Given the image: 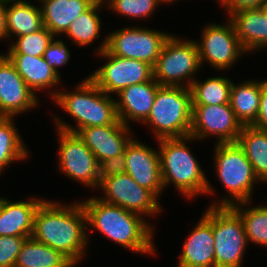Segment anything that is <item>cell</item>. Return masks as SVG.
<instances>
[{
    "label": "cell",
    "instance_id": "34",
    "mask_svg": "<svg viewBox=\"0 0 267 267\" xmlns=\"http://www.w3.org/2000/svg\"><path fill=\"white\" fill-rule=\"evenodd\" d=\"M28 237L0 236V267H14L23 243Z\"/></svg>",
    "mask_w": 267,
    "mask_h": 267
},
{
    "label": "cell",
    "instance_id": "6",
    "mask_svg": "<svg viewBox=\"0 0 267 267\" xmlns=\"http://www.w3.org/2000/svg\"><path fill=\"white\" fill-rule=\"evenodd\" d=\"M192 94L182 86H160L148 118L141 125L152 129L154 139L190 136Z\"/></svg>",
    "mask_w": 267,
    "mask_h": 267
},
{
    "label": "cell",
    "instance_id": "14",
    "mask_svg": "<svg viewBox=\"0 0 267 267\" xmlns=\"http://www.w3.org/2000/svg\"><path fill=\"white\" fill-rule=\"evenodd\" d=\"M190 136L203 141L215 136V143L237 142L242 130L230 104L192 105Z\"/></svg>",
    "mask_w": 267,
    "mask_h": 267
},
{
    "label": "cell",
    "instance_id": "35",
    "mask_svg": "<svg viewBox=\"0 0 267 267\" xmlns=\"http://www.w3.org/2000/svg\"><path fill=\"white\" fill-rule=\"evenodd\" d=\"M70 55L71 53L66 43L56 37L44 51L43 58L50 64L58 76H60L59 68L69 63Z\"/></svg>",
    "mask_w": 267,
    "mask_h": 267
},
{
    "label": "cell",
    "instance_id": "13",
    "mask_svg": "<svg viewBox=\"0 0 267 267\" xmlns=\"http://www.w3.org/2000/svg\"><path fill=\"white\" fill-rule=\"evenodd\" d=\"M97 56L102 57L106 63L104 62V65L99 66L88 77L108 95L116 96L128 86L153 78V68L146 62L114 56L106 49Z\"/></svg>",
    "mask_w": 267,
    "mask_h": 267
},
{
    "label": "cell",
    "instance_id": "11",
    "mask_svg": "<svg viewBox=\"0 0 267 267\" xmlns=\"http://www.w3.org/2000/svg\"><path fill=\"white\" fill-rule=\"evenodd\" d=\"M202 29L200 31L202 32L201 40H195L202 66L209 63L215 70L226 71L230 70V67L234 64H237V61L243 55L248 56L229 18L223 25L210 22Z\"/></svg>",
    "mask_w": 267,
    "mask_h": 267
},
{
    "label": "cell",
    "instance_id": "19",
    "mask_svg": "<svg viewBox=\"0 0 267 267\" xmlns=\"http://www.w3.org/2000/svg\"><path fill=\"white\" fill-rule=\"evenodd\" d=\"M159 87L152 78L122 89L115 98L118 119L128 127L132 122H140L141 125L148 118Z\"/></svg>",
    "mask_w": 267,
    "mask_h": 267
},
{
    "label": "cell",
    "instance_id": "31",
    "mask_svg": "<svg viewBox=\"0 0 267 267\" xmlns=\"http://www.w3.org/2000/svg\"><path fill=\"white\" fill-rule=\"evenodd\" d=\"M250 202H239L231 207L242 218L248 243L252 242L267 249V205L251 207Z\"/></svg>",
    "mask_w": 267,
    "mask_h": 267
},
{
    "label": "cell",
    "instance_id": "25",
    "mask_svg": "<svg viewBox=\"0 0 267 267\" xmlns=\"http://www.w3.org/2000/svg\"><path fill=\"white\" fill-rule=\"evenodd\" d=\"M6 21L10 41L44 27L40 5L28 0H6Z\"/></svg>",
    "mask_w": 267,
    "mask_h": 267
},
{
    "label": "cell",
    "instance_id": "3",
    "mask_svg": "<svg viewBox=\"0 0 267 267\" xmlns=\"http://www.w3.org/2000/svg\"><path fill=\"white\" fill-rule=\"evenodd\" d=\"M66 91L60 89L52 101L76 124L73 126L52 115L55 129L76 133L85 127L122 124L118 119L115 98L102 91L89 77L76 84L73 91Z\"/></svg>",
    "mask_w": 267,
    "mask_h": 267
},
{
    "label": "cell",
    "instance_id": "15",
    "mask_svg": "<svg viewBox=\"0 0 267 267\" xmlns=\"http://www.w3.org/2000/svg\"><path fill=\"white\" fill-rule=\"evenodd\" d=\"M36 95L5 53H0V117H17L37 108Z\"/></svg>",
    "mask_w": 267,
    "mask_h": 267
},
{
    "label": "cell",
    "instance_id": "36",
    "mask_svg": "<svg viewBox=\"0 0 267 267\" xmlns=\"http://www.w3.org/2000/svg\"><path fill=\"white\" fill-rule=\"evenodd\" d=\"M125 151L110 159H105L99 163L100 177H110L121 173L126 170Z\"/></svg>",
    "mask_w": 267,
    "mask_h": 267
},
{
    "label": "cell",
    "instance_id": "1",
    "mask_svg": "<svg viewBox=\"0 0 267 267\" xmlns=\"http://www.w3.org/2000/svg\"><path fill=\"white\" fill-rule=\"evenodd\" d=\"M89 229L80 201L65 205L45 199L35 212L32 237L61 251L77 267L89 252Z\"/></svg>",
    "mask_w": 267,
    "mask_h": 267
},
{
    "label": "cell",
    "instance_id": "16",
    "mask_svg": "<svg viewBox=\"0 0 267 267\" xmlns=\"http://www.w3.org/2000/svg\"><path fill=\"white\" fill-rule=\"evenodd\" d=\"M125 158V173L160 200L164 187L159 151L133 137L125 148Z\"/></svg>",
    "mask_w": 267,
    "mask_h": 267
},
{
    "label": "cell",
    "instance_id": "20",
    "mask_svg": "<svg viewBox=\"0 0 267 267\" xmlns=\"http://www.w3.org/2000/svg\"><path fill=\"white\" fill-rule=\"evenodd\" d=\"M40 198L12 201L0 197V236L32 237L35 212L45 200Z\"/></svg>",
    "mask_w": 267,
    "mask_h": 267
},
{
    "label": "cell",
    "instance_id": "18",
    "mask_svg": "<svg viewBox=\"0 0 267 267\" xmlns=\"http://www.w3.org/2000/svg\"><path fill=\"white\" fill-rule=\"evenodd\" d=\"M131 127L124 125L91 126L79 129L76 134L96 156L98 163L125 151L133 138ZM132 131V132H131Z\"/></svg>",
    "mask_w": 267,
    "mask_h": 267
},
{
    "label": "cell",
    "instance_id": "10",
    "mask_svg": "<svg viewBox=\"0 0 267 267\" xmlns=\"http://www.w3.org/2000/svg\"><path fill=\"white\" fill-rule=\"evenodd\" d=\"M56 130L59 142L58 170L69 179L98 190L101 178L96 156L76 133Z\"/></svg>",
    "mask_w": 267,
    "mask_h": 267
},
{
    "label": "cell",
    "instance_id": "7",
    "mask_svg": "<svg viewBox=\"0 0 267 267\" xmlns=\"http://www.w3.org/2000/svg\"><path fill=\"white\" fill-rule=\"evenodd\" d=\"M201 67L197 42L193 39H183L173 33L165 41L152 67L153 78L160 86L190 88L195 76L202 70Z\"/></svg>",
    "mask_w": 267,
    "mask_h": 267
},
{
    "label": "cell",
    "instance_id": "33",
    "mask_svg": "<svg viewBox=\"0 0 267 267\" xmlns=\"http://www.w3.org/2000/svg\"><path fill=\"white\" fill-rule=\"evenodd\" d=\"M108 10L121 16L127 17L126 19H149L154 15V11L161 6L159 0H103Z\"/></svg>",
    "mask_w": 267,
    "mask_h": 267
},
{
    "label": "cell",
    "instance_id": "23",
    "mask_svg": "<svg viewBox=\"0 0 267 267\" xmlns=\"http://www.w3.org/2000/svg\"><path fill=\"white\" fill-rule=\"evenodd\" d=\"M43 24L55 37L64 35L69 24L86 11L96 0H37Z\"/></svg>",
    "mask_w": 267,
    "mask_h": 267
},
{
    "label": "cell",
    "instance_id": "24",
    "mask_svg": "<svg viewBox=\"0 0 267 267\" xmlns=\"http://www.w3.org/2000/svg\"><path fill=\"white\" fill-rule=\"evenodd\" d=\"M267 79L244 80L243 83L231 85L230 107L242 126H252L258 116L262 85Z\"/></svg>",
    "mask_w": 267,
    "mask_h": 267
},
{
    "label": "cell",
    "instance_id": "40",
    "mask_svg": "<svg viewBox=\"0 0 267 267\" xmlns=\"http://www.w3.org/2000/svg\"><path fill=\"white\" fill-rule=\"evenodd\" d=\"M176 1H177V0H159V2L162 3V4H163V3H164V4H166V3H167V4H171V3L173 4V3L176 2ZM178 1H180V0H178Z\"/></svg>",
    "mask_w": 267,
    "mask_h": 267
},
{
    "label": "cell",
    "instance_id": "30",
    "mask_svg": "<svg viewBox=\"0 0 267 267\" xmlns=\"http://www.w3.org/2000/svg\"><path fill=\"white\" fill-rule=\"evenodd\" d=\"M232 81L225 75L212 76L204 81L196 78L190 86L192 105L229 104Z\"/></svg>",
    "mask_w": 267,
    "mask_h": 267
},
{
    "label": "cell",
    "instance_id": "9",
    "mask_svg": "<svg viewBox=\"0 0 267 267\" xmlns=\"http://www.w3.org/2000/svg\"><path fill=\"white\" fill-rule=\"evenodd\" d=\"M215 267H242L249 245L242 218L231 206H213Z\"/></svg>",
    "mask_w": 267,
    "mask_h": 267
},
{
    "label": "cell",
    "instance_id": "8",
    "mask_svg": "<svg viewBox=\"0 0 267 267\" xmlns=\"http://www.w3.org/2000/svg\"><path fill=\"white\" fill-rule=\"evenodd\" d=\"M95 53L107 50L114 56L137 59L154 66L165 41L171 33L142 28L140 26L123 27L106 33Z\"/></svg>",
    "mask_w": 267,
    "mask_h": 267
},
{
    "label": "cell",
    "instance_id": "17",
    "mask_svg": "<svg viewBox=\"0 0 267 267\" xmlns=\"http://www.w3.org/2000/svg\"><path fill=\"white\" fill-rule=\"evenodd\" d=\"M187 237L177 267H215L213 206L207 207Z\"/></svg>",
    "mask_w": 267,
    "mask_h": 267
},
{
    "label": "cell",
    "instance_id": "22",
    "mask_svg": "<svg viewBox=\"0 0 267 267\" xmlns=\"http://www.w3.org/2000/svg\"><path fill=\"white\" fill-rule=\"evenodd\" d=\"M229 19L248 54L267 48V17L261 7L238 11Z\"/></svg>",
    "mask_w": 267,
    "mask_h": 267
},
{
    "label": "cell",
    "instance_id": "28",
    "mask_svg": "<svg viewBox=\"0 0 267 267\" xmlns=\"http://www.w3.org/2000/svg\"><path fill=\"white\" fill-rule=\"evenodd\" d=\"M238 144L252 165L253 171L260 182H267V131L253 126H243Z\"/></svg>",
    "mask_w": 267,
    "mask_h": 267
},
{
    "label": "cell",
    "instance_id": "26",
    "mask_svg": "<svg viewBox=\"0 0 267 267\" xmlns=\"http://www.w3.org/2000/svg\"><path fill=\"white\" fill-rule=\"evenodd\" d=\"M61 251L39 243L33 237L26 238L14 267H75Z\"/></svg>",
    "mask_w": 267,
    "mask_h": 267
},
{
    "label": "cell",
    "instance_id": "27",
    "mask_svg": "<svg viewBox=\"0 0 267 267\" xmlns=\"http://www.w3.org/2000/svg\"><path fill=\"white\" fill-rule=\"evenodd\" d=\"M105 7L103 0H96L86 11L82 12L79 17L74 19L66 32L67 38L71 40V44L79 47L92 46L96 39L100 38L102 28L100 9Z\"/></svg>",
    "mask_w": 267,
    "mask_h": 267
},
{
    "label": "cell",
    "instance_id": "5",
    "mask_svg": "<svg viewBox=\"0 0 267 267\" xmlns=\"http://www.w3.org/2000/svg\"><path fill=\"white\" fill-rule=\"evenodd\" d=\"M214 166L217 179L228 196L215 200L209 206H232L239 202L252 201L255 184L261 183L252 165L238 142L215 143Z\"/></svg>",
    "mask_w": 267,
    "mask_h": 267
},
{
    "label": "cell",
    "instance_id": "39",
    "mask_svg": "<svg viewBox=\"0 0 267 267\" xmlns=\"http://www.w3.org/2000/svg\"><path fill=\"white\" fill-rule=\"evenodd\" d=\"M3 39L4 41L8 42L6 0H0V41Z\"/></svg>",
    "mask_w": 267,
    "mask_h": 267
},
{
    "label": "cell",
    "instance_id": "4",
    "mask_svg": "<svg viewBox=\"0 0 267 267\" xmlns=\"http://www.w3.org/2000/svg\"><path fill=\"white\" fill-rule=\"evenodd\" d=\"M155 141L158 142L156 148L160 156L164 190L173 184L183 198L191 200L202 194L206 196L216 192L188 146L191 141L197 142L194 137L162 138Z\"/></svg>",
    "mask_w": 267,
    "mask_h": 267
},
{
    "label": "cell",
    "instance_id": "37",
    "mask_svg": "<svg viewBox=\"0 0 267 267\" xmlns=\"http://www.w3.org/2000/svg\"><path fill=\"white\" fill-rule=\"evenodd\" d=\"M266 2L267 0H223L219 6H222L229 18L233 13L241 10L260 8Z\"/></svg>",
    "mask_w": 267,
    "mask_h": 267
},
{
    "label": "cell",
    "instance_id": "21",
    "mask_svg": "<svg viewBox=\"0 0 267 267\" xmlns=\"http://www.w3.org/2000/svg\"><path fill=\"white\" fill-rule=\"evenodd\" d=\"M6 55L15 65L17 72L24 79L27 86L36 95L38 94V90H42L43 92L46 89L52 99L59 91L60 88L56 90L54 87L61 86L62 76H58L43 56L34 57L26 54Z\"/></svg>",
    "mask_w": 267,
    "mask_h": 267
},
{
    "label": "cell",
    "instance_id": "29",
    "mask_svg": "<svg viewBox=\"0 0 267 267\" xmlns=\"http://www.w3.org/2000/svg\"><path fill=\"white\" fill-rule=\"evenodd\" d=\"M13 119L0 117V175L11 163L25 161L30 156Z\"/></svg>",
    "mask_w": 267,
    "mask_h": 267
},
{
    "label": "cell",
    "instance_id": "12",
    "mask_svg": "<svg viewBox=\"0 0 267 267\" xmlns=\"http://www.w3.org/2000/svg\"><path fill=\"white\" fill-rule=\"evenodd\" d=\"M99 196L102 201L120 206L141 216L156 217L162 213L159 199L148 189L139 186L129 174L121 173L110 177H100Z\"/></svg>",
    "mask_w": 267,
    "mask_h": 267
},
{
    "label": "cell",
    "instance_id": "38",
    "mask_svg": "<svg viewBox=\"0 0 267 267\" xmlns=\"http://www.w3.org/2000/svg\"><path fill=\"white\" fill-rule=\"evenodd\" d=\"M252 126L267 131V81L262 85L259 113Z\"/></svg>",
    "mask_w": 267,
    "mask_h": 267
},
{
    "label": "cell",
    "instance_id": "41",
    "mask_svg": "<svg viewBox=\"0 0 267 267\" xmlns=\"http://www.w3.org/2000/svg\"><path fill=\"white\" fill-rule=\"evenodd\" d=\"M261 9H262V11L264 12V14H265L266 17H267V2L264 3V4L261 6Z\"/></svg>",
    "mask_w": 267,
    "mask_h": 267
},
{
    "label": "cell",
    "instance_id": "2",
    "mask_svg": "<svg viewBox=\"0 0 267 267\" xmlns=\"http://www.w3.org/2000/svg\"><path fill=\"white\" fill-rule=\"evenodd\" d=\"M87 217V227H93L108 240L124 249L156 255L153 223L143 216L102 201L97 196L81 201ZM149 222V223H148Z\"/></svg>",
    "mask_w": 267,
    "mask_h": 267
},
{
    "label": "cell",
    "instance_id": "32",
    "mask_svg": "<svg viewBox=\"0 0 267 267\" xmlns=\"http://www.w3.org/2000/svg\"><path fill=\"white\" fill-rule=\"evenodd\" d=\"M55 36L45 26L28 35L15 37L5 54H26L30 56H43L44 51L53 41Z\"/></svg>",
    "mask_w": 267,
    "mask_h": 267
}]
</instances>
